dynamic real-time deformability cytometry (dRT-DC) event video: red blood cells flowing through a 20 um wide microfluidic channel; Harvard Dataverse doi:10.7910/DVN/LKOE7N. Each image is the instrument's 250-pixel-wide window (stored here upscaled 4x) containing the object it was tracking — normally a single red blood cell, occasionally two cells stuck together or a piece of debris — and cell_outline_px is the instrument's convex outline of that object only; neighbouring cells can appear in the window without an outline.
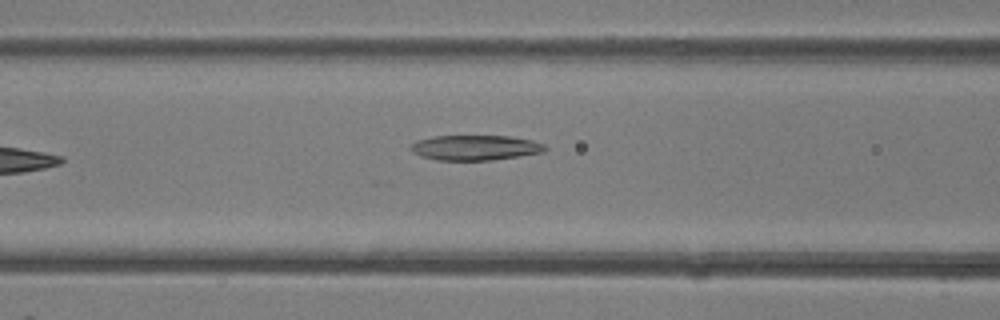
{"species": "common noctule bat (a hibernating species)", "species_latin": "Nyctalus noctula", "temperature_condition": "room temperature", "stored_images_in_passage": 24, "camera_frame_rate_fps": 3000, "um_per_image_px": 0.085, "animal": {"sex": "female"}, "frame": {"image": 1, "passage_image": 5, "time_ms": 1.333, "image_size_px": [1000, 320], "cell_outline_px": [[548, 148], [544, 152], [492, 160], [436, 160], [420, 156], [412, 152], [408, 148], [416, 140], [432, 136], [508, 136], [532, 140], [544, 144]], "centroid_in_image_um": [40.36, 12.55], "position_along_channel_um": 126.2, "area_um2": 19.77}}